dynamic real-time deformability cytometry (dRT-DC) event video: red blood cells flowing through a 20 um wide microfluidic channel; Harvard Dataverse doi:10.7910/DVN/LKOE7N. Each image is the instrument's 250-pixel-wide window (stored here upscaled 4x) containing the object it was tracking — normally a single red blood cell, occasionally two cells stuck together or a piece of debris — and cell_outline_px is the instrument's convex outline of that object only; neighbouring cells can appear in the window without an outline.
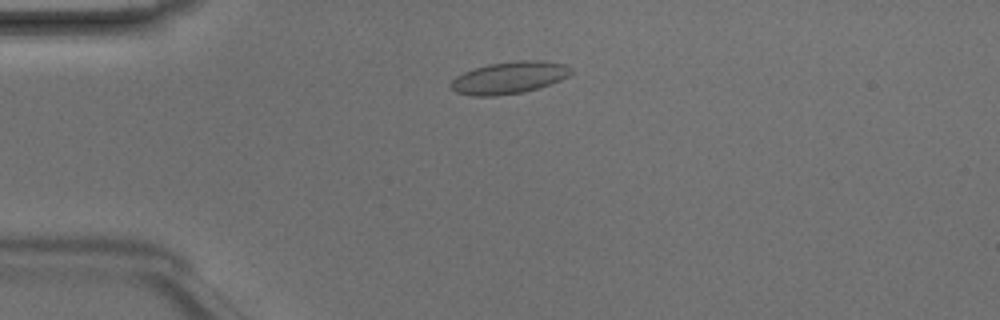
{"species": "Egyptian fruit bat (a non-hibernating species)", "species_latin": "Rousettus aegyptiacus", "temperature_condition": "room temperature", "stored_images_in_passage": 37, "camera_frame_rate_fps": 3000, "um_per_image_px": 0.085, "animal": {"sex": "male"}, "frame": {"image": 1, "passage_image": 1, "time_ms": 0.0, "image_size_px": [1000, 320], "cell_outline_px": [[572, 72], [568, 76], [560, 80], [540, 88], [524, 92], [496, 96], [472, 96], [456, 92], [448, 84], [456, 76], [464, 72], [488, 64], [516, 60], [540, 60], [564, 64], [572, 68]], "centroid_in_image_um": [43.28, 6.6], "position_along_channel_um": 41.7, "area_um2": 22.6}}
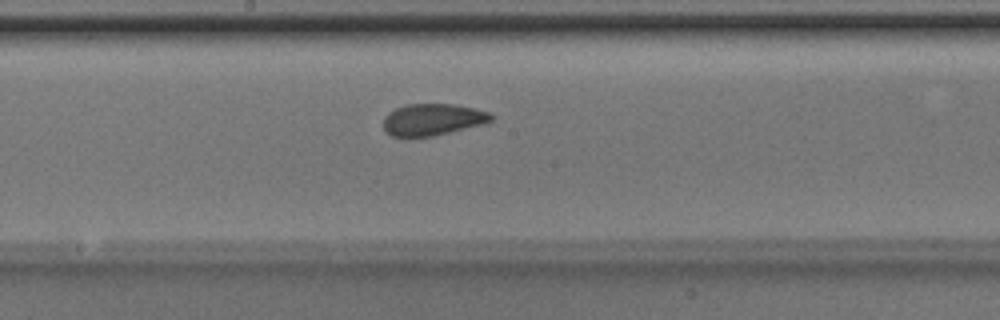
{"frame": {"image": 2, "passage_image": 15, "time_ms": 4.667, "image_size_px": [1000, 320], "cell_outline_px": [[492, 120], [488, 124], [432, 136], [408, 140], [392, 136], [384, 128], [384, 116], [388, 112], [396, 108], [408, 104], [456, 104], [488, 112], [492, 116]], "centroid_in_image_um": [36.75, 10.2], "position_along_channel_um": 211.4, "area_um2": 20.46}}
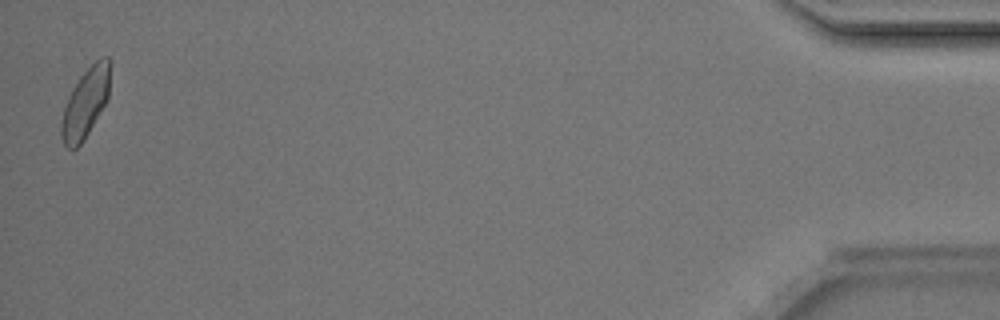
{"frame": {"image": 3, "passage_image": 37, "time_ms": 12.0, "image_size_px": [1000, 320], "cell_outline_px": [[108, 96], [104, 104], [84, 140], [76, 148], [68, 148], [64, 144], [60, 132], [60, 124], [64, 108], [68, 96], [72, 88], [80, 76], [100, 56], [108, 56]], "centroid_in_image_um": [7.22, 8.77], "position_along_channel_um": 428.0, "area_um2": 19.13}, "authors_computed_cell_mechanics": {"area_um2": 19.7098, "velocity_mm_per_s": 4.1927, "shape_relaxation_time_tau1_ms": 3.61, "shape_relaxation_time_tau2_ms": 0.8465, "deformation_change_tau1": 0.0984, "deformation_change_tau2": 0.0386}}